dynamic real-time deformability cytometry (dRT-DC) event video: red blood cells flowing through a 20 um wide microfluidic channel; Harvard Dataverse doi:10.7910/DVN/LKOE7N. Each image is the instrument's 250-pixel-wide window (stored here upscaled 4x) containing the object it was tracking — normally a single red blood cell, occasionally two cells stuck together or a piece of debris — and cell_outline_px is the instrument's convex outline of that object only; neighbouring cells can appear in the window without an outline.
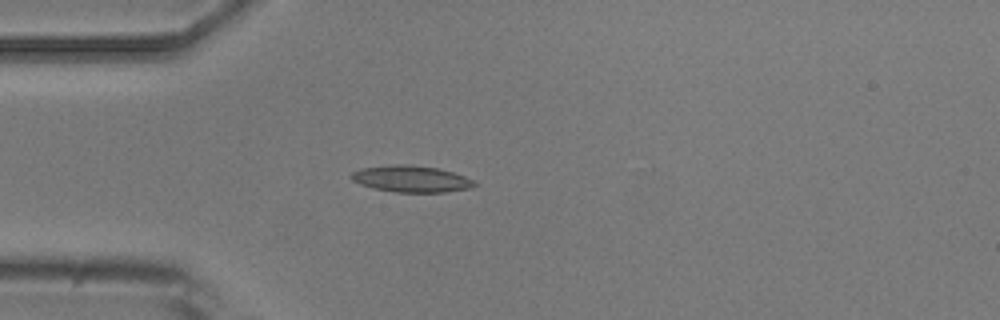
{"species": "common noctule bat (a hibernating species)", "species_latin": "Nyctalus noctula", "temperature_condition": "room temperature", "stored_images_in_passage": 4, "camera_frame_rate_fps": 3000, "um_per_image_px": 0.085, "animal": {"sex": "male", "body_mass_g": 20.5, "forearm_length_mm": 52.5}, "frame": {"image": 1, "passage_image": 4, "time_ms": 3.333, "image_size_px": [1000, 320], "cell_outline_px": [[480, 184], [468, 188], [444, 192], [396, 192], [372, 188], [360, 184], [352, 180], [348, 176], [352, 172], [360, 168], [392, 164], [412, 164], [440, 168], [464, 176]], "centroid_in_image_um": [34.91, 15.19], "position_along_channel_um": 50.1, "area_um2": 19.25}}